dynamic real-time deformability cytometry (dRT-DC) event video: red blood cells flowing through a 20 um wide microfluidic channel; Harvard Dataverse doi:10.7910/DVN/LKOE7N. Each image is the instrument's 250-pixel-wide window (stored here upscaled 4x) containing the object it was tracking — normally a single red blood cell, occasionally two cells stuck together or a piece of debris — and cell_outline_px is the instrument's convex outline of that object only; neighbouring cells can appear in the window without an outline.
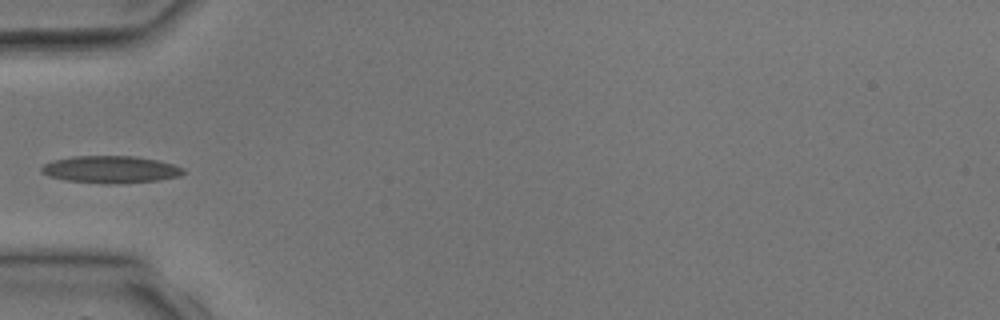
{"species": "common noctule bat (a hibernating species)", "species_latin": "Nyctalus noctula", "temperature_condition": "room temperature", "stored_images_in_passage": 4, "camera_frame_rate_fps": 3000, "um_per_image_px": 0.085, "animal": {"sex": "male", "body_mass_g": 17.9, "forearm_length_mm": 54.2}, "frame": {"image": 1, "passage_image": 4, "time_ms": 4.0, "image_size_px": [1000, 320], "cell_outline_px": [[184, 172], [180, 176], [156, 180], [120, 184], [104, 184], [64, 180], [48, 176], [40, 172], [40, 168], [44, 164], [52, 160], [76, 156], [136, 156], [156, 160], [172, 164], [184, 168]], "centroid_in_image_um": [9.36, 14.41], "position_along_channel_um": 75.6, "area_um2": 22.6}}